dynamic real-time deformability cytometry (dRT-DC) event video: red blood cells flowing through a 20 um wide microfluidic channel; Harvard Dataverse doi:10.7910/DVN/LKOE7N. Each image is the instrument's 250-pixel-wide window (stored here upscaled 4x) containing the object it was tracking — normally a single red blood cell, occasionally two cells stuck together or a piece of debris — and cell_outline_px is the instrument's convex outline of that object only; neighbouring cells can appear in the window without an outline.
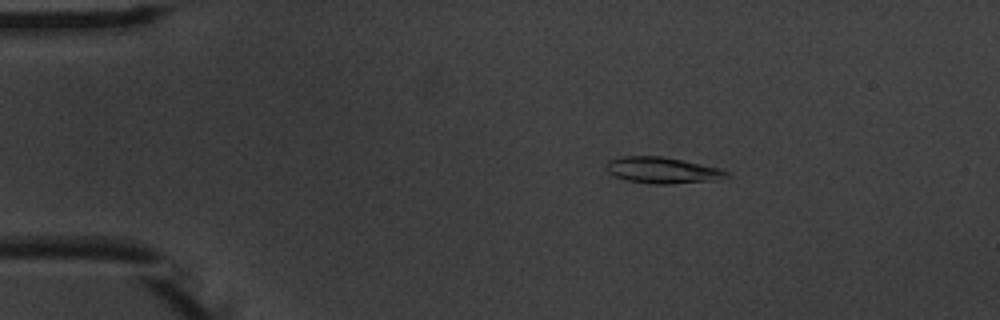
{"species": "common noctule bat (a hibernating species)", "species_latin": "Nyctalus noctula", "temperature_condition": "warm", "stored_images_in_passage": 8, "camera_frame_rate_fps": 3000, "um_per_image_px": 0.085, "animal": {"sex": "male", "body_mass_g": 20.1, "forearm_length_mm": 53.5}, "frame": {"image": 1, "passage_image": 3, "time_ms": 2.333, "image_size_px": [1000, 320], "cell_outline_px": [[728, 176], [712, 180], [668, 184], [652, 184], [628, 180], [616, 176], [608, 172], [604, 168], [604, 164], [608, 160], [624, 156], [660, 156], [720, 168], [728, 172]], "centroid_in_image_um": [56.23, 14.46], "position_along_channel_um": 28.8, "area_um2": 18.09}}
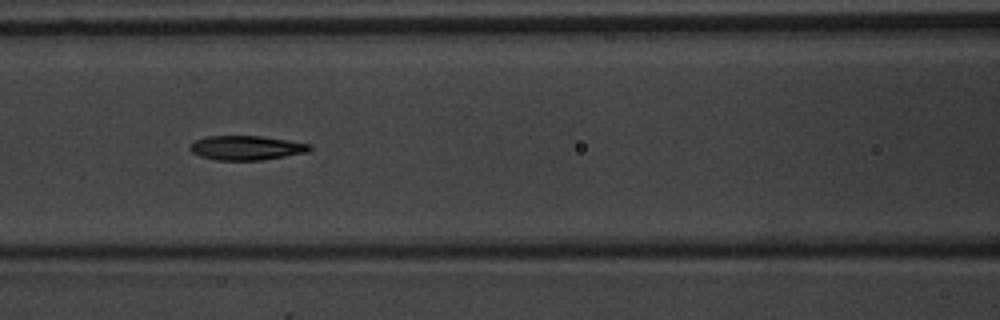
{"frame": {"image": 2, "passage_image": 7, "time_ms": 7.0, "image_size_px": [1000, 320], "cell_outline_px": [[312, 148], [308, 152], [260, 160], [216, 160], [200, 156], [192, 152], [188, 148], [196, 140], [208, 136], [260, 136], [288, 140], [312, 144]], "centroid_in_image_um": [20.96, 12.56], "position_along_channel_um": 145.6, "area_um2": 16.88}}
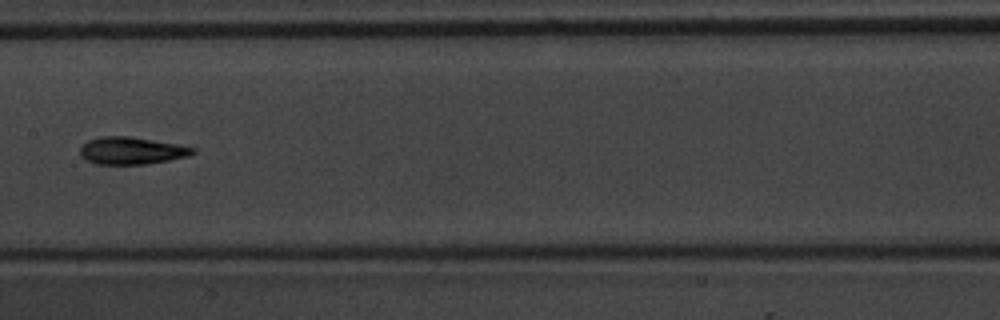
{"frame": {"image": 3, "passage_image": 8, "time_ms": 8.333, "image_size_px": [1000, 320], "cell_outline_px": [[196, 152], [188, 156], [168, 160], [144, 164], [96, 164], [80, 156], [80, 148], [88, 140], [100, 136], [128, 136], [176, 144], [196, 148]], "centroid_in_image_um": [11.17, 12.8], "position_along_channel_um": 196.2, "area_um2": 17.74}}